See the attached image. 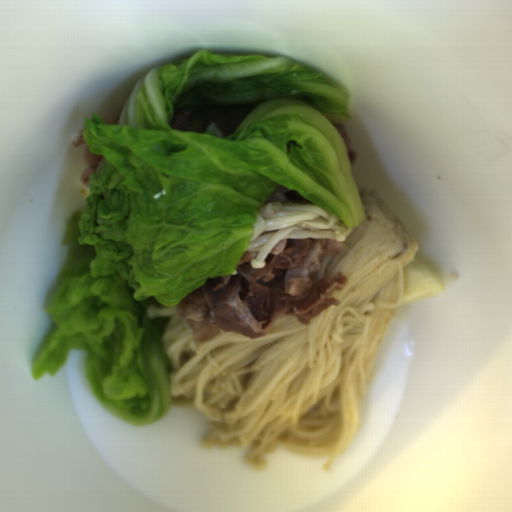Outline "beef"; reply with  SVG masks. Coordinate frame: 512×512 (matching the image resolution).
<instances>
[{
	"mask_svg": "<svg viewBox=\"0 0 512 512\" xmlns=\"http://www.w3.org/2000/svg\"><path fill=\"white\" fill-rule=\"evenodd\" d=\"M344 245L335 239H281L263 268L251 266L257 250L245 249L235 274L206 280L175 303L177 313L201 342L223 332L258 339L289 315L310 325L322 311L342 303L329 296L345 289V274L337 271L324 279L319 272L322 258L341 254Z\"/></svg>",
	"mask_w": 512,
	"mask_h": 512,
	"instance_id": "beef-1",
	"label": "beef"
},
{
	"mask_svg": "<svg viewBox=\"0 0 512 512\" xmlns=\"http://www.w3.org/2000/svg\"><path fill=\"white\" fill-rule=\"evenodd\" d=\"M84 159L86 161V168L84 169L83 173L79 177L80 182L85 186L90 188V179L89 175L93 172H97L99 168L102 166V164L105 161V157H103L100 154H92L89 146H85L84 150Z\"/></svg>",
	"mask_w": 512,
	"mask_h": 512,
	"instance_id": "beef-2",
	"label": "beef"
},
{
	"mask_svg": "<svg viewBox=\"0 0 512 512\" xmlns=\"http://www.w3.org/2000/svg\"><path fill=\"white\" fill-rule=\"evenodd\" d=\"M189 117V111H179L172 117L169 123L170 129L194 131L190 124Z\"/></svg>",
	"mask_w": 512,
	"mask_h": 512,
	"instance_id": "beef-3",
	"label": "beef"
},
{
	"mask_svg": "<svg viewBox=\"0 0 512 512\" xmlns=\"http://www.w3.org/2000/svg\"><path fill=\"white\" fill-rule=\"evenodd\" d=\"M332 125L340 132V134L346 144L350 166L355 165V163L357 161V154L352 148L351 138H350L347 130L344 128L342 123L332 124Z\"/></svg>",
	"mask_w": 512,
	"mask_h": 512,
	"instance_id": "beef-4",
	"label": "beef"
},
{
	"mask_svg": "<svg viewBox=\"0 0 512 512\" xmlns=\"http://www.w3.org/2000/svg\"><path fill=\"white\" fill-rule=\"evenodd\" d=\"M210 124H214L216 125L219 130L221 131L223 137L221 138H226L228 136H230L232 133H233V129L231 128L229 122L226 120L225 117H221V116H216V117H212L210 119V121L207 123V127L210 125Z\"/></svg>",
	"mask_w": 512,
	"mask_h": 512,
	"instance_id": "beef-5",
	"label": "beef"
},
{
	"mask_svg": "<svg viewBox=\"0 0 512 512\" xmlns=\"http://www.w3.org/2000/svg\"><path fill=\"white\" fill-rule=\"evenodd\" d=\"M286 198L292 203L298 204H313L310 200H308L305 196H303L297 190H290L286 193ZM314 205V204H313Z\"/></svg>",
	"mask_w": 512,
	"mask_h": 512,
	"instance_id": "beef-6",
	"label": "beef"
},
{
	"mask_svg": "<svg viewBox=\"0 0 512 512\" xmlns=\"http://www.w3.org/2000/svg\"><path fill=\"white\" fill-rule=\"evenodd\" d=\"M122 111H123V108H119L113 117H111L110 119H105L104 122L106 124L118 125V123L121 119Z\"/></svg>",
	"mask_w": 512,
	"mask_h": 512,
	"instance_id": "beef-7",
	"label": "beef"
},
{
	"mask_svg": "<svg viewBox=\"0 0 512 512\" xmlns=\"http://www.w3.org/2000/svg\"><path fill=\"white\" fill-rule=\"evenodd\" d=\"M71 144H72V146H74L76 148L80 147V146H82L84 144H87L85 139H84V137H83V133L80 134V136L78 137L77 141H73L72 140Z\"/></svg>",
	"mask_w": 512,
	"mask_h": 512,
	"instance_id": "beef-8",
	"label": "beef"
}]
</instances>
